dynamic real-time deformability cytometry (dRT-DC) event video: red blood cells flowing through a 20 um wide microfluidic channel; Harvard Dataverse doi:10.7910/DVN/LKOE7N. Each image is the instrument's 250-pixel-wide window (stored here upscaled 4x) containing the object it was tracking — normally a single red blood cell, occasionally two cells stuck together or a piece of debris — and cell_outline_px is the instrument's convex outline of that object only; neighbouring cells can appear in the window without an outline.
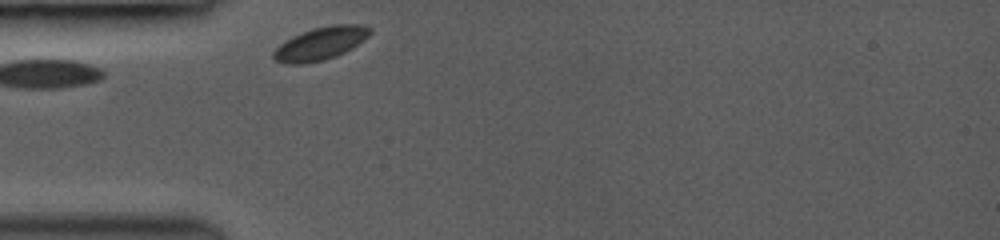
{"species": "common noctule bat (a hibernating species)", "species_latin": "Nyctalus noctula", "temperature_condition": "room temperature", "stored_images_in_passage": 1, "camera_frame_rate_fps": 3000, "um_per_image_px": 0.085, "animal": {"sex": "female", "body_mass_g": 19.0, "forearm_length_mm": 53.3}, "frame": {"image": 1, "passage_image": 1, "time_ms": 0.0, "image_size_px": [1000, 240], "cell_outline_px": [[372, 32], [364, 40], [352, 48], [336, 56], [324, 60], [304, 64], [284, 64], [272, 60], [272, 52], [280, 44], [292, 36], [312, 28], [332, 24], [360, 24], [372, 28]], "centroid_in_image_um": [27.23, 3.7], "position_along_channel_um": 57.8, "area_um2": 18.79}}